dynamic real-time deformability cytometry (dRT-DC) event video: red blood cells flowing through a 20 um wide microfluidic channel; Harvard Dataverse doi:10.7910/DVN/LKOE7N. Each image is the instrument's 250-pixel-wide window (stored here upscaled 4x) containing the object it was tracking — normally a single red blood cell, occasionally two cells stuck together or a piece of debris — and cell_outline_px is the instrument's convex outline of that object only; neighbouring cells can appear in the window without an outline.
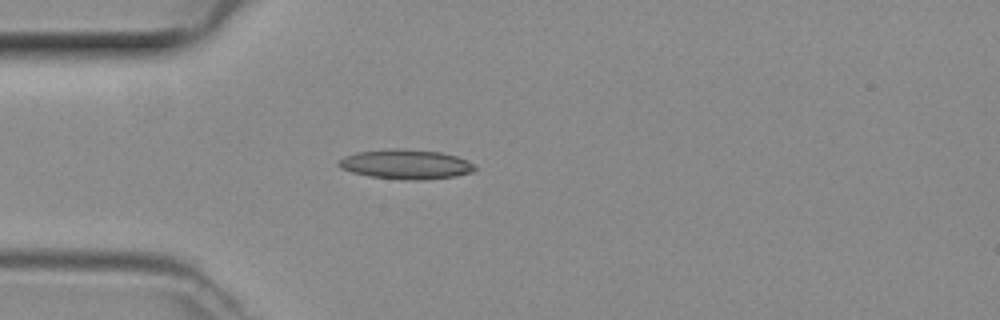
{"species": "common noctule bat (a hibernating species)", "species_latin": "Nyctalus noctula", "temperature_condition": "room temperature", "stored_images_in_passage": 34, "camera_frame_rate_fps": 3000, "um_per_image_px": 0.085, "animal": {"sex": "female", "body_mass_g": 29.2, "forearm_length_mm": 56.3}, "frame": {"image": 1, "passage_image": 2, "time_ms": 0.333, "image_size_px": [1000, 320], "cell_outline_px": [[476, 168], [472, 172], [456, 176], [424, 180], [412, 180], [372, 176], [352, 172], [340, 168], [336, 164], [336, 160], [344, 156], [356, 152], [396, 148], [440, 152], [456, 156], [468, 160]], "centroid_in_image_um": [34.47, 13.96], "position_along_channel_um": 50.5, "area_um2": 23.41}}
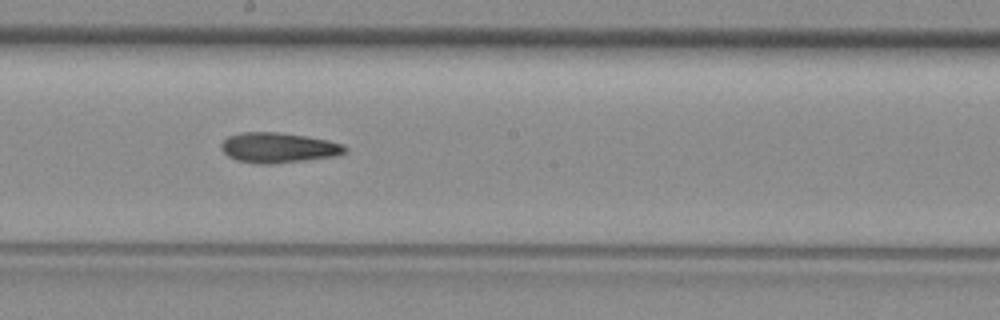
{"frame": {"image": 2, "passage_image": 15, "time_ms": 4.667, "image_size_px": [1000, 320], "cell_outline_px": [[348, 152], [336, 156], [272, 164], [260, 164], [236, 160], [228, 156], [220, 148], [220, 144], [228, 136], [240, 132], [276, 132], [304, 136], [328, 140], [344, 144], [348, 148]], "centroid_in_image_um": [23.67, 12.55], "position_along_channel_um": 224.5, "area_um2": 21.85}}
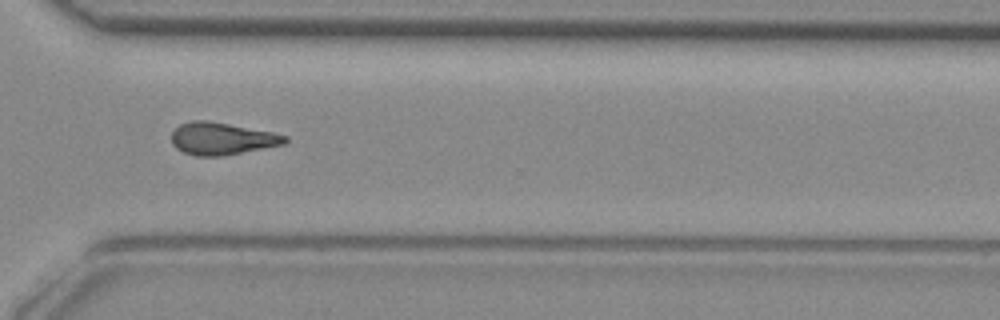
{"frame": {"image": 3, "passage_image": 24, "time_ms": 7.667, "image_size_px": [1000, 320], "cell_outline_px": [[288, 140], [284, 144], [224, 156], [196, 156], [184, 152], [176, 148], [172, 144], [172, 132], [180, 124], [192, 120], [204, 120], [228, 124], [272, 132], [288, 136]], "centroid_in_image_um": [18.85, 11.79], "position_along_channel_um": 351.8, "area_um2": 21.21}}